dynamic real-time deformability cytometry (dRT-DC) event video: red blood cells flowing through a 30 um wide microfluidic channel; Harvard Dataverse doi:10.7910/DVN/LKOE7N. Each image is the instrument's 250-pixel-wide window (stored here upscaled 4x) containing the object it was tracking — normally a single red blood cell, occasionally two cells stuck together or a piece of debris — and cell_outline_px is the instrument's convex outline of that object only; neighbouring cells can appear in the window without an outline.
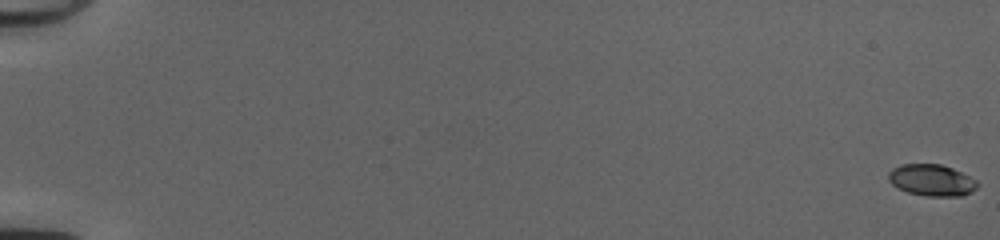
{"species": "common noctule bat (a hibernating species)", "species_latin": "Nyctalus noctula", "temperature_condition": "cold", "stored_images_in_passage": 54, "camera_frame_rate_fps": 3000, "um_per_image_px": 0.085, "animal": {"sex": "female", "body_mass_g": 20.0, "forearm_length_mm": 54.0}, "frame": {"image": 1, "passage_image": 1, "time_ms": 0.0, "image_size_px": [1000, 240], "cell_outline_px": [[980, 184], [976, 188], [964, 196], [924, 196], [908, 192], [892, 184], [888, 180], [888, 172], [892, 168], [900, 164], [940, 164], [952, 168], [976, 180]], "centroid_in_image_um": [79.18, 15.31], "position_along_channel_um": 5.8, "area_um2": 16.36}}
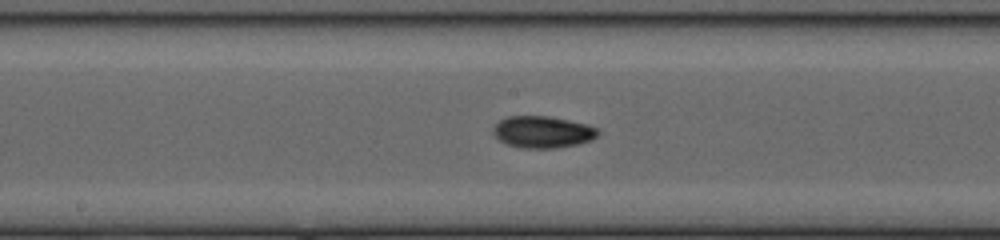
{"frame": {"image": 2, "passage_image": 31, "time_ms": 10.0, "image_size_px": [1000, 240], "cell_outline_px": [[600, 132], [592, 140], [576, 144], [556, 148], [520, 148], [508, 144], [500, 140], [492, 132], [492, 128], [500, 120], [508, 116], [548, 116], [588, 124], [596, 128]], "centroid_in_image_um": [46.12, 11.21], "position_along_channel_um": 202.1, "area_um2": 19.36}}
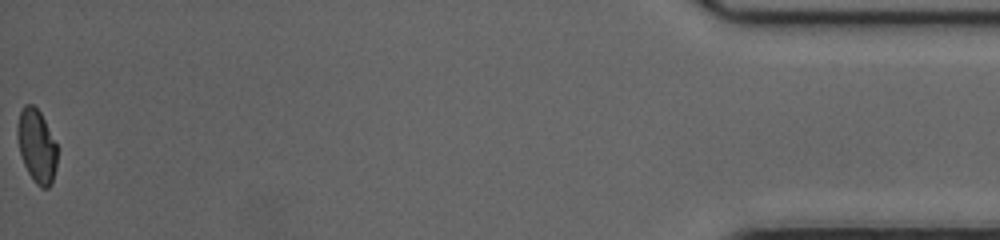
{"frame": {"image": 3, "passage_image": 54, "time_ms": 17.667, "image_size_px": [1000, 240], "cell_outline_px": [[56, 168], [52, 184], [48, 188], [40, 188], [32, 180], [24, 164], [20, 152], [16, 132], [16, 128], [20, 112], [24, 104], [32, 104], [40, 112], [56, 144]], "centroid_in_image_um": [3.11, 12.43], "position_along_channel_um": 432.1, "area_um2": 16.94}, "authors_computed_cell_mechanics": {"area_um2": 17.5712, "velocity_mm_per_s": 4.0959, "shape_relaxation_time_tau1_ms": 7.1577, "shape_relaxation_time_tau2_ms": 2.3969, "deformation_change_tau1": 0.1843, "deformation_change_tau2": 0.0558}}